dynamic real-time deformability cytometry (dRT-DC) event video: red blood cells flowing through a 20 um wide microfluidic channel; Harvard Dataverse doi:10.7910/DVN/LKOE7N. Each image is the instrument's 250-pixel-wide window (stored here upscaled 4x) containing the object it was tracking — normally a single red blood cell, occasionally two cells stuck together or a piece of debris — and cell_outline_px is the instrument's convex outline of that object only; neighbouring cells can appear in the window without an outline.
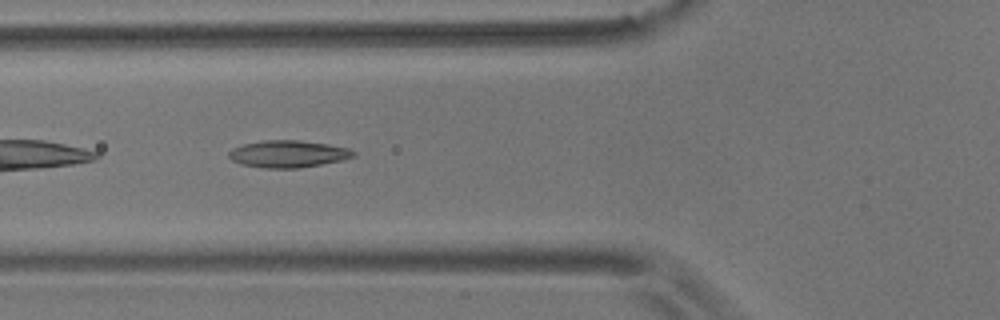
{"species": "common noctule bat (a hibernating species)", "species_latin": "Nyctalus noctula", "temperature_condition": "room temperature", "stored_images_in_passage": 40, "camera_frame_rate_fps": 3000, "um_per_image_px": 0.085, "animal": {"sex": "male", "body_mass_g": 17.9}, "frame": {"image": 1, "passage_image": 5, "time_ms": 1.333, "image_size_px": [1000, 320], "cell_outline_px": [[356, 156], [340, 160], [300, 168], [264, 168], [240, 164], [232, 160], [228, 156], [228, 152], [232, 148], [244, 144], [264, 140], [300, 140], [328, 144], [348, 148], [356, 152]], "centroid_in_image_um": [24.47, 13.08], "position_along_channel_um": 101.3, "area_um2": 19.65}}
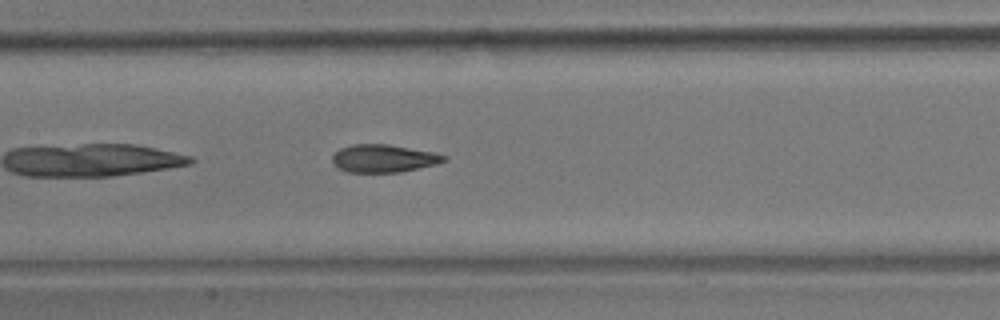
{"frame": {"image": 2, "passage_image": 11, "time_ms": 3.333, "image_size_px": [1000, 320], "cell_outline_px": [[448, 160], [436, 164], [400, 172], [348, 172], [336, 168], [332, 164], [332, 156], [340, 148], [352, 144], [388, 144], [436, 152], [448, 156]], "centroid_in_image_um": [32.61, 13.46], "position_along_channel_um": 174.8, "area_um2": 18.32}}
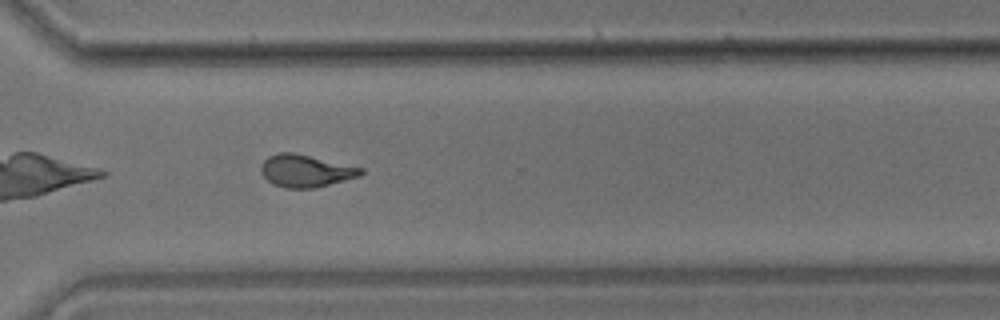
{"frame": {"image": 3, "passage_image": 25, "time_ms": 8.0, "image_size_px": [1000, 320], "cell_outline_px": [[364, 172], [360, 176], [316, 188], [284, 188], [272, 184], [260, 172], [260, 164], [268, 156], [280, 152], [292, 152], [364, 168]], "centroid_in_image_um": [25.96, 14.53], "position_along_channel_um": 344.6, "area_um2": 18.9}, "authors_computed_cell_mechanics": {"area_um2": 18.6116, "velocity_mm_per_s": 3.6522, "shape_relaxation_time_tau1_ms": 6.0346, "shape_relaxation_time_tau2_ms": 1.8444, "deformation_change_tau1": 0.1972, "deformation_change_tau2": 0.0994}}